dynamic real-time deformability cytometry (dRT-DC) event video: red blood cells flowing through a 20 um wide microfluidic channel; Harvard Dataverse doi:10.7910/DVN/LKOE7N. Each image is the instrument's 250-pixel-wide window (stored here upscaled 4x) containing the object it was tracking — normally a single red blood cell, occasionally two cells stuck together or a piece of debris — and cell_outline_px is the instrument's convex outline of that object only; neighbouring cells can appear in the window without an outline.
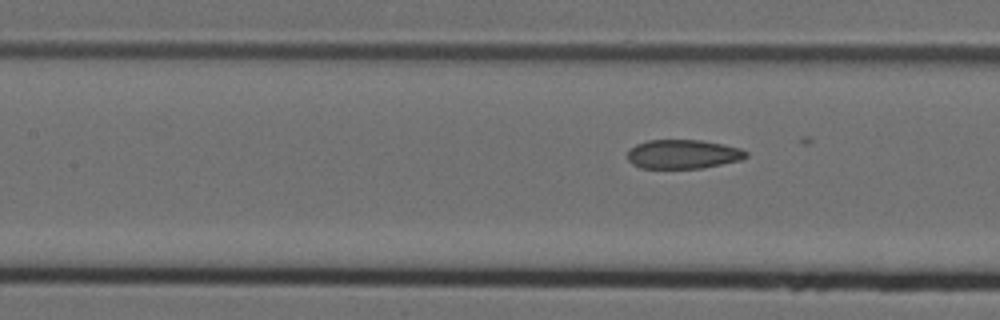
{"species": "Egyptian fruit bat (a non-hibernating species)", "species_latin": "Rousettus aegyptiacus", "temperature_condition": "cold", "stored_images_in_passage": 9, "segment_of_instrument_passage": [2, 2], "camera_frame_rate_fps": 3000, "um_per_image_px": 0.085, "animal": {"sex": "female"}, "frame": {"image": 1, "passage_image": 9, "time_ms": 2.667, "image_size_px": [1000, 320], "cell_outline_px": [[748, 156], [740, 160], [700, 168], [640, 168], [632, 164], [628, 160], [628, 152], [636, 144], [648, 140], [700, 140], [724, 144], [740, 148], [748, 152]], "centroid_in_image_um": [58.06, 13.1], "position_along_channel_um": 149.3, "area_um2": 20.0}}